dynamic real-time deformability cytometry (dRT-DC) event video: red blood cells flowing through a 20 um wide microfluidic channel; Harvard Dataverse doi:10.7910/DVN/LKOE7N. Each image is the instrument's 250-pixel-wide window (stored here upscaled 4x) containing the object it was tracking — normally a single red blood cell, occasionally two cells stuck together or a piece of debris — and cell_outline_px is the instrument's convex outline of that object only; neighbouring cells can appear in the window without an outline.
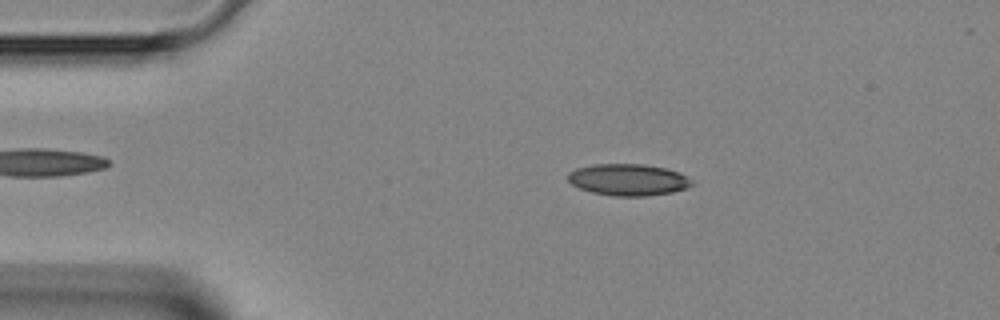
{"species": "Egyptian fruit bat (a non-hibernating species)", "species_latin": "Rousettus aegyptiacus", "temperature_condition": "room temperature", "stored_images_in_passage": 45, "camera_frame_rate_fps": 3000, "um_per_image_px": 0.085, "animal": {"sex": "female"}, "frame": {"image": 1, "passage_image": 8, "time_ms": 2.333, "image_size_px": [1000, 320], "cell_outline_px": [[696, 184], [672, 192], [648, 196], [612, 196], [592, 192], [580, 188], [572, 184], [568, 180], [568, 172], [576, 168], [592, 164], [644, 164], [664, 168], [680, 172], [692, 180]], "centroid_in_image_um": [53.4, 15.27], "position_along_channel_um": 31.6, "area_um2": 22.95}}
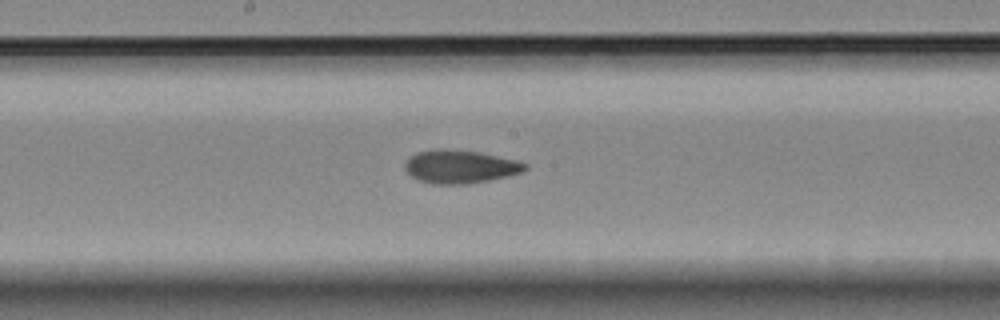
{"frame": {"image": 2, "passage_image": 23, "time_ms": 7.333, "image_size_px": [1000, 320], "cell_outline_px": [[528, 168], [524, 172], [508, 176], [468, 184], [432, 184], [420, 180], [412, 176], [404, 168], [404, 164], [416, 152], [436, 148], [444, 148], [480, 152], [520, 160], [528, 164]], "centroid_in_image_um": [39.17, 14.15], "position_along_channel_um": 209.0, "area_um2": 23.52}}
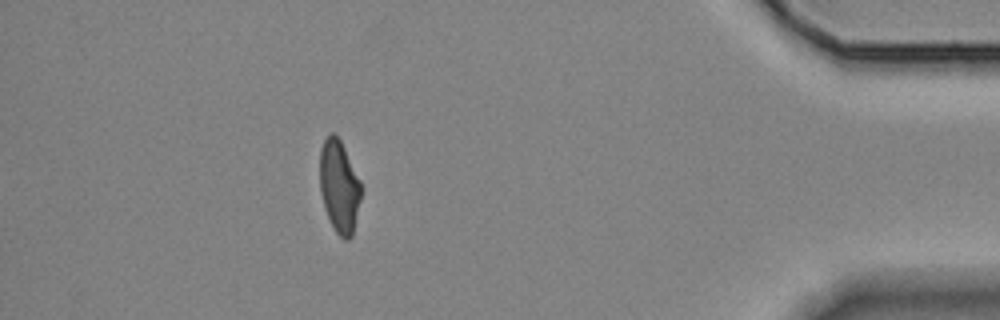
{"frame": {"image": 3, "passage_image": 40, "time_ms": 13.0, "image_size_px": [1000, 320], "cell_outline_px": [[364, 188], [352, 236], [348, 240], [344, 240], [336, 232], [324, 208], [320, 192], [320, 148], [328, 132], [332, 132], [340, 140]], "centroid_in_image_um": [28.85, 15.85], "position_along_channel_um": 406.4, "area_um2": 22.48}}